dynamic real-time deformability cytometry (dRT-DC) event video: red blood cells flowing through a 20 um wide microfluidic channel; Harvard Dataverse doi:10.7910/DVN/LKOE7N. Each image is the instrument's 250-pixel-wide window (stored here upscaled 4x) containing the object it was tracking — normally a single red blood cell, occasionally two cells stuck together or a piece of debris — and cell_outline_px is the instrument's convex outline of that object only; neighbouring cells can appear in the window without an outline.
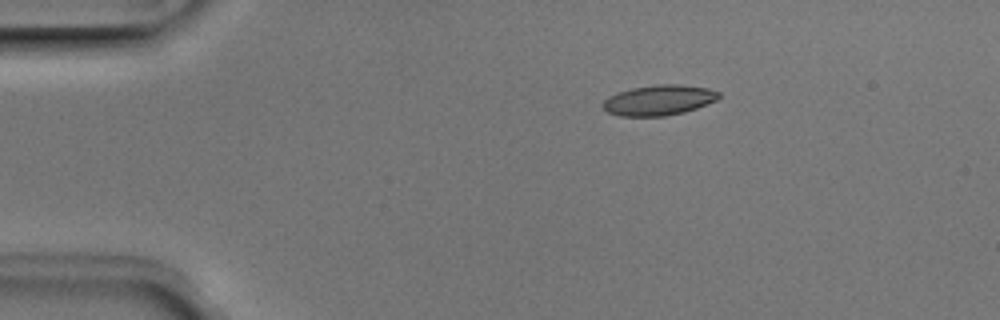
{"species": "Egyptian fruit bat (a non-hibernating species)", "species_latin": "Rousettus aegyptiacus", "temperature_condition": "room temperature", "stored_images_in_passage": 4, "camera_frame_rate_fps": 3000, "um_per_image_px": 0.085, "animal": {"sex": "male"}, "frame": {"image": 1, "passage_image": 2, "time_ms": 0.333, "image_size_px": [1000, 320], "cell_outline_px": [[720, 96], [716, 100], [696, 108], [684, 112], [664, 116], [620, 116], [608, 112], [604, 108], [604, 100], [608, 96], [632, 88], [656, 84], [680, 84], [708, 88], [720, 92]], "centroid_in_image_um": [56.02, 8.51], "position_along_channel_um": 29.0, "area_um2": 20.35}}